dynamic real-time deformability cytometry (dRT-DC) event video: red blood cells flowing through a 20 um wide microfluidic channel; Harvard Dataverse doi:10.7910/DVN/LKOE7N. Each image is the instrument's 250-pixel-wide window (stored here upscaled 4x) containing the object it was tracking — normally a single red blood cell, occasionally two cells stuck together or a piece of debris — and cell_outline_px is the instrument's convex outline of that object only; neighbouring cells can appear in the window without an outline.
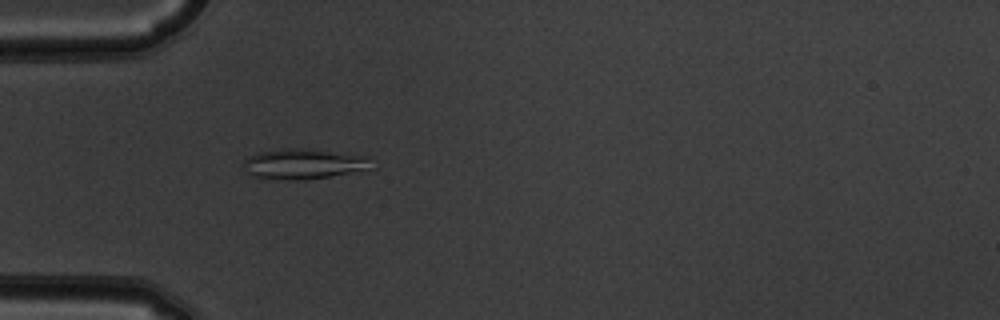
{"species": "common noctule bat (a hibernating species)", "species_latin": "Nyctalus noctula", "temperature_condition": "warm", "stored_images_in_passage": 38, "camera_frame_rate_fps": 3000, "um_per_image_px": 0.085, "animal": {"sex": "male", "body_mass_g": 19.5, "forearm_length_mm": 54.6}, "frame": {"image": 1, "passage_image": 2, "time_ms": 0.333, "image_size_px": [1000, 320], "cell_outline_px": [[368, 156], [364, 168], [328, 176], [304, 180], [288, 180], [252, 176], [248, 172], [244, 164], [244, 160], [248, 156], [260, 152], [284, 148], [308, 148]], "centroid_in_image_um": [25.67, 13.91], "position_along_channel_um": 59.3, "area_um2": 21.79}}
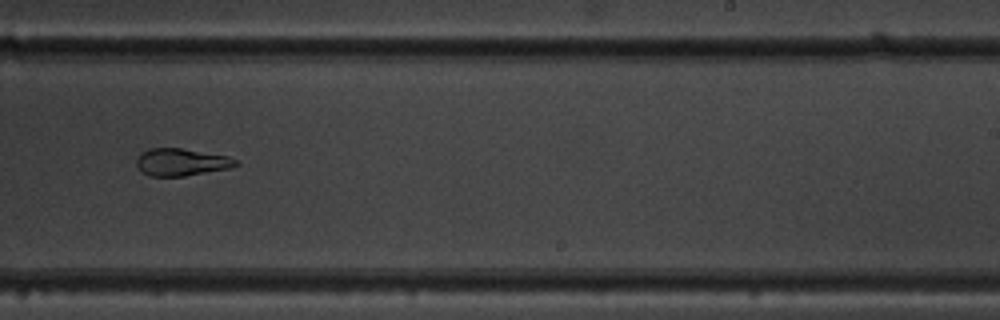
{"frame": {"image": 2, "passage_image": 19, "time_ms": 6.0, "image_size_px": [1000, 320], "cell_outline_px": [[240, 164], [232, 168], [184, 176], [148, 176], [140, 172], [136, 164], [136, 160], [148, 148], [180, 148], [228, 156], [236, 160]], "centroid_in_image_um": [15.42, 13.79], "position_along_channel_um": 273.6, "area_um2": 15.84}}
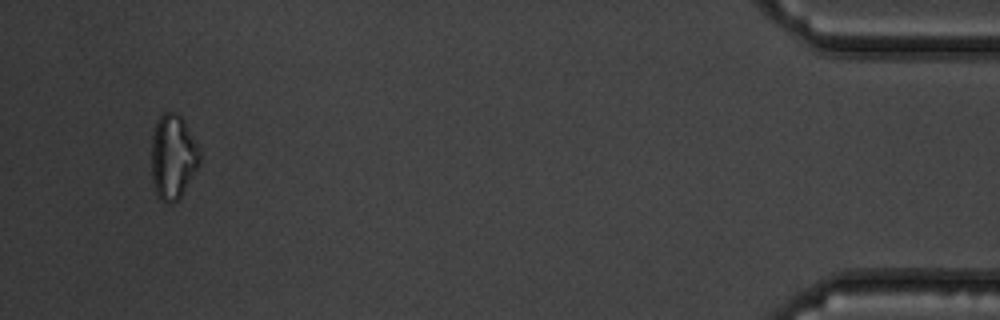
{"frame": {"image": 3, "passage_image": 36, "time_ms": 11.667, "image_size_px": [1000, 320], "cell_outline_px": [[200, 164], [180, 196], [172, 204], [168, 204], [160, 200], [156, 192], [152, 180], [152, 132], [160, 116], [164, 112], [176, 112], [184, 120], [200, 152]], "centroid_in_image_um": [14.69, 13.33], "position_along_channel_um": 420.5, "area_um2": 23.58}, "authors_computed_cell_mechanics": {"area_um2": 17.9758, "velocity_mm_per_s": 3.8681, "shape_relaxation_time_tau1_ms": null, "shape_relaxation_time_tau2_ms": 4.5655, "deformation_change_tau1": null, "deformation_change_tau2": 0.071}}